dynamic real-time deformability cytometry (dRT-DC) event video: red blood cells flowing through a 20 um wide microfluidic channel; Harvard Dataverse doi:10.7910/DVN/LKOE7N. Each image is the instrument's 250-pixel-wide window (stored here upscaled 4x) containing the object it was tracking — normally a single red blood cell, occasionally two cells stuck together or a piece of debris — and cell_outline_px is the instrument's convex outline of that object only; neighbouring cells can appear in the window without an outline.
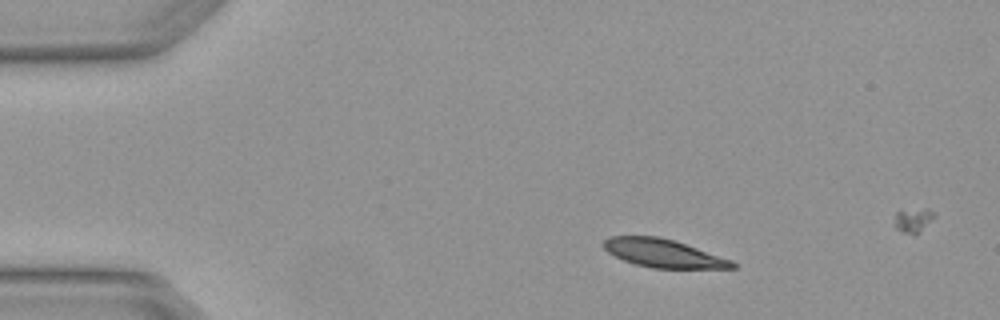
{"species": "Egyptian fruit bat (a non-hibernating species)", "species_latin": "Rousettus aegyptiacus", "temperature_condition": "warm", "stored_images_in_passage": 3, "camera_frame_rate_fps": 3000, "um_per_image_px": 0.085, "animal": {"sex": "female"}, "frame": {"image": 1, "passage_image": 1, "time_ms": 0.0, "image_size_px": [1000, 320], "cell_outline_px": [[736, 268], [652, 268], [636, 264], [624, 260], [608, 252], [604, 248], [604, 240], [608, 236], [660, 236], [676, 240], [732, 260], [736, 264]], "centroid_in_image_um": [56.4, 21.51], "position_along_channel_um": 28.6, "area_um2": 21.15}}